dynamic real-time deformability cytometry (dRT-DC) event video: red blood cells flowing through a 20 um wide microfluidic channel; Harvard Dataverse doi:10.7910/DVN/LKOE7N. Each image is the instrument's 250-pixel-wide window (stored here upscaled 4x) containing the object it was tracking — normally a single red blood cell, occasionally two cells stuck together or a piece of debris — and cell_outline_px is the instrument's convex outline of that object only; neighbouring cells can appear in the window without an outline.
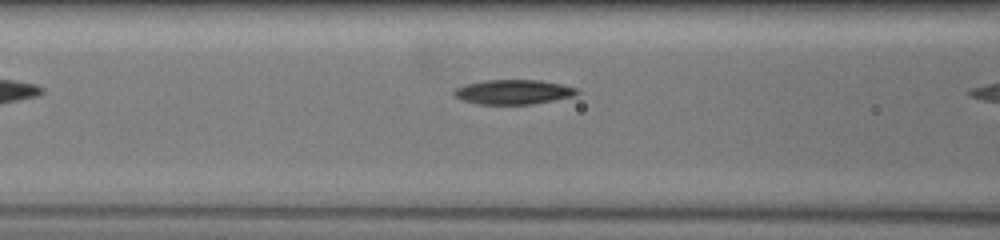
{"species": "common noctule bat (a hibernating species)", "species_latin": "Nyctalus noctula", "temperature_condition": "warm", "stored_images_in_passage": 5, "camera_frame_rate_fps": 3000, "um_per_image_px": 0.085, "animal": {"sex": "female", "body_mass_g": 19.5, "forearm_length_mm": 54.1}, "frame": {"image": 1, "passage_image": 4, "time_ms": 0.667, "image_size_px": [1000, 240], "cell_outline_px": [[580, 92], [572, 96], [532, 104], [480, 104], [464, 100], [456, 96], [452, 92], [456, 88], [464, 84], [484, 80], [540, 80], [560, 84], [576, 88]], "centroid_in_image_um": [43.61, 7.81], "position_along_channel_um": 123.0, "area_um2": 17.4}}